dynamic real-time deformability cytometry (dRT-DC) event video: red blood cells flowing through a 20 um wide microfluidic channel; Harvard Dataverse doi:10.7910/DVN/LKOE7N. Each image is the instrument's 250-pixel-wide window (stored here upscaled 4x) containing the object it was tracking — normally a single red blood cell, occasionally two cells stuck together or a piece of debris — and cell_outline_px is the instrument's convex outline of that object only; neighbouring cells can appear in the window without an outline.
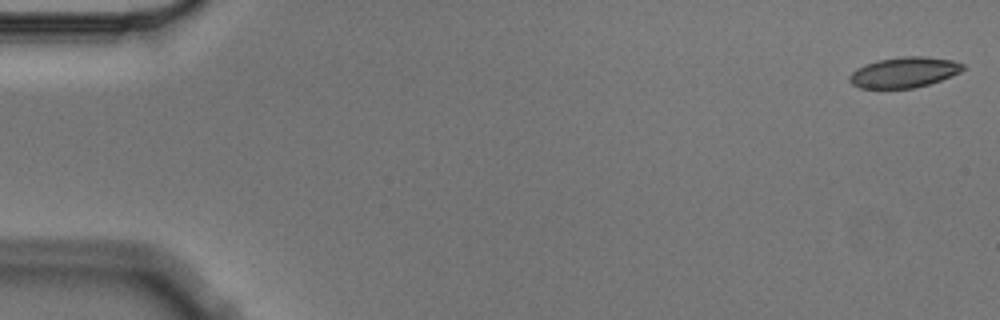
{"species": "Egyptian fruit bat (a non-hibernating species)", "species_latin": "Rousettus aegyptiacus", "temperature_condition": "cold", "stored_images_in_passage": 8, "camera_frame_rate_fps": 3000, "um_per_image_px": 0.085, "animal": {"sex": "male"}, "frame": {"image": 1, "passage_image": 1, "time_ms": 0.0, "image_size_px": [1000, 320], "cell_outline_px": [[964, 68], [960, 72], [952, 76], [928, 84], [912, 88], [860, 88], [852, 84], [848, 80], [848, 76], [856, 68], [864, 64], [880, 60], [904, 56], [924, 56], [952, 60], [964, 64]], "centroid_in_image_um": [76.83, 6.14], "position_along_channel_um": 8.2, "area_um2": 20.11}}
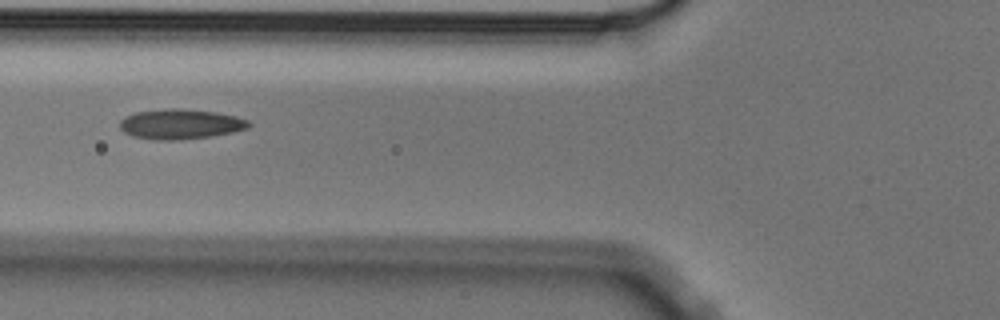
{"frame": {"image": 2, "passage_image": 6, "time_ms": 1.667, "image_size_px": [1000, 320], "cell_outline_px": [[252, 124], [248, 128], [232, 132], [208, 136], [176, 140], [156, 140], [132, 136], [124, 132], [120, 128], [120, 120], [124, 116], [136, 112], [168, 108], [180, 108], [216, 112], [236, 116], [248, 120]], "centroid_in_image_um": [15.32, 10.54], "position_along_channel_um": 110.5, "area_um2": 22.54}}
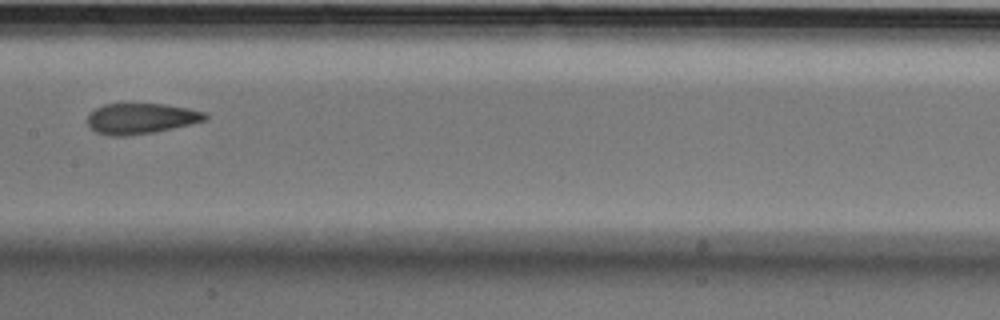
{"frame": {"image": 3, "passage_image": 8, "time_ms": 2.333, "image_size_px": [1000, 320], "cell_outline_px": [[208, 120], [192, 124], [152, 132], [124, 136], [112, 136], [96, 132], [88, 124], [88, 116], [96, 108], [104, 104], [164, 104], [188, 108], [204, 112], [208, 116]], "centroid_in_image_um": [12.01, 10.07], "position_along_channel_um": 195.4, "area_um2": 20.81}}